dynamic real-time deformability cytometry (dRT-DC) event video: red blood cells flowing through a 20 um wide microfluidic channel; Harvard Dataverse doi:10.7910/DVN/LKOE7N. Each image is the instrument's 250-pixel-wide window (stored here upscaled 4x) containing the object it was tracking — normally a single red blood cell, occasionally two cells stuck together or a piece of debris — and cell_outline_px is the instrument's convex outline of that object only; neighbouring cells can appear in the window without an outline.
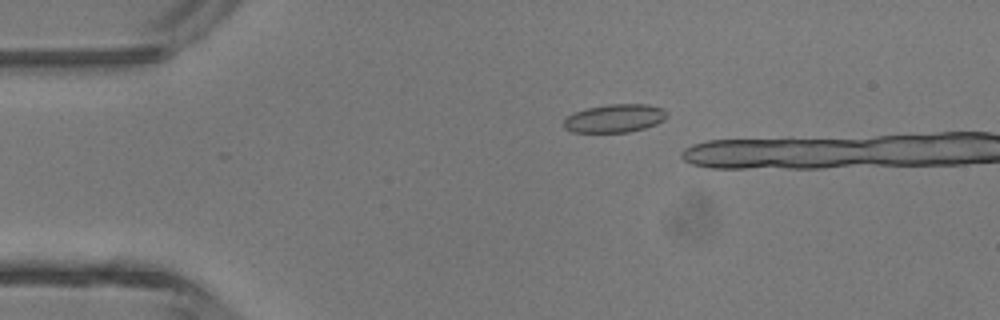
{"species": "common noctule bat (a hibernating species)", "species_latin": "Nyctalus noctula", "temperature_condition": "room temperature", "stored_images_in_passage": 6, "camera_frame_rate_fps": 3000, "um_per_image_px": 0.085, "animal": {"sex": "male", "body_mass_g": 13.3}, "frame": {"image": 1, "passage_image": 3, "time_ms": 0.667, "image_size_px": [1000, 320], "cell_outline_px": [[668, 116], [664, 120], [656, 124], [644, 128], [628, 132], [572, 132], [564, 128], [564, 120], [568, 116], [576, 112], [588, 108], [608, 104], [648, 104], [664, 108], [668, 112]], "centroid_in_image_um": [52.3, 10.05], "position_along_channel_um": 32.7, "area_um2": 16.99}}